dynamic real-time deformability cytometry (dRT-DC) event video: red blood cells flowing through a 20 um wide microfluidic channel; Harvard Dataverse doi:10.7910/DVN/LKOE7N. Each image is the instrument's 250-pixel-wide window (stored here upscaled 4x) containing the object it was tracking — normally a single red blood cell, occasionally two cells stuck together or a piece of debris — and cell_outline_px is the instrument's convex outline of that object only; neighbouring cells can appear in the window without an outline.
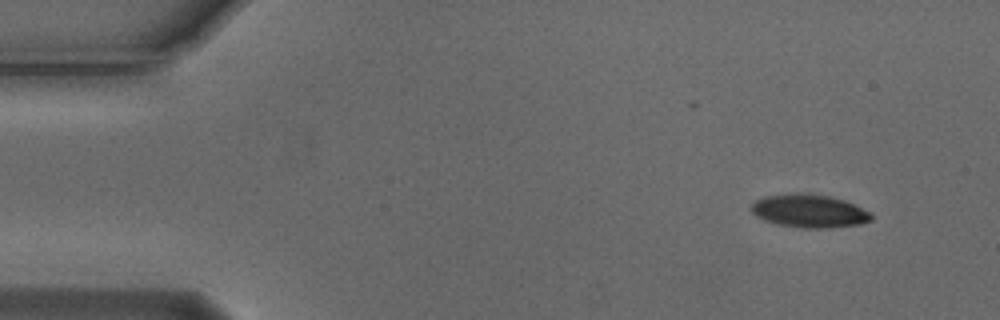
{"species": "Egyptian fruit bat (a non-hibernating species)", "species_latin": "Rousettus aegyptiacus", "temperature_condition": "cold", "stored_images_in_passage": 4, "camera_frame_rate_fps": 3000, "um_per_image_px": 0.085, "animal": {"sex": "male"}, "frame": {"image": 1, "passage_image": 1, "time_ms": 0.0, "image_size_px": [1000, 320], "cell_outline_px": [[872, 220], [860, 224], [820, 228], [804, 228], [776, 224], [764, 220], [756, 216], [752, 212], [752, 204], [756, 200], [764, 196], [788, 192], [796, 192], [828, 196], [844, 200], [872, 212]], "centroid_in_image_um": [68.77, 17.92], "position_along_channel_um": 16.2, "area_um2": 23.24}}
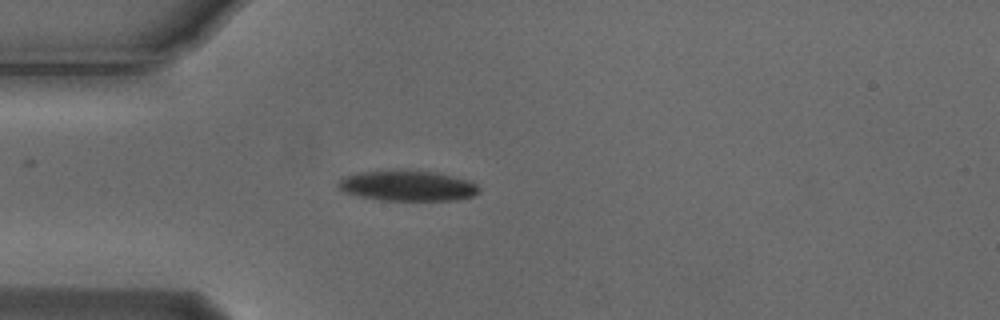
{"frame": {"image": 2, "passage_image": 4, "time_ms": 1.0, "image_size_px": [1000, 320], "cell_outline_px": [[480, 192], [472, 196], [456, 200], [380, 200], [360, 196], [344, 192], [336, 184], [344, 176], [360, 172], [400, 168], [436, 172], [468, 180], [476, 184], [480, 188]], "centroid_in_image_um": [34.63, 15.76], "position_along_channel_um": 50.4, "area_um2": 25.37}}